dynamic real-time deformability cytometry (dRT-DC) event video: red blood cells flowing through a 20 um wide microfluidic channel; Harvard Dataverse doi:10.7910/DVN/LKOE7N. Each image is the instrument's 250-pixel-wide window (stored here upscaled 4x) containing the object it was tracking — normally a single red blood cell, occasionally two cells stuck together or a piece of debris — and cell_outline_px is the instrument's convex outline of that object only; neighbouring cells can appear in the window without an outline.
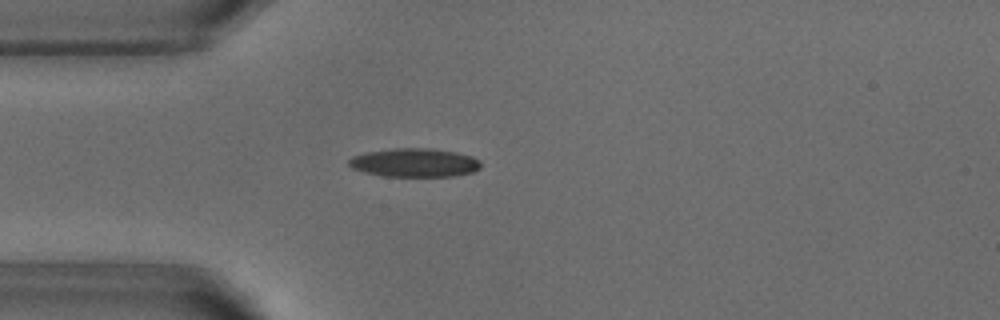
{"species": "common noctule bat (a hibernating species)", "species_latin": "Nyctalus noctula", "temperature_condition": "warm", "stored_images_in_passage": 44, "camera_frame_rate_fps": 3000, "um_per_image_px": 0.085, "animal": {"sex": "male", "body_mass_g": 18.8}, "frame": {"image": 1, "passage_image": 10, "time_ms": 3.0, "image_size_px": [1000, 320], "cell_outline_px": [[480, 168], [472, 172], [456, 176], [384, 176], [364, 172], [352, 168], [348, 164], [348, 160], [352, 156], [368, 152], [392, 148], [432, 148], [456, 152], [472, 156], [480, 160]], "centroid_in_image_um": [35.24, 13.82], "position_along_channel_um": 49.8, "area_um2": 22.08}}
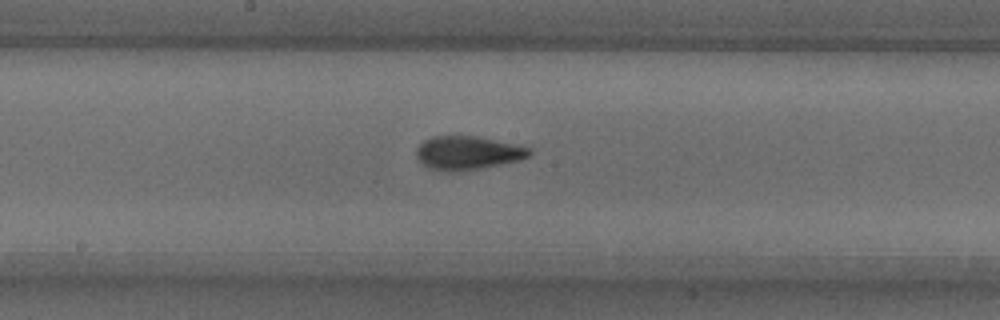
{"frame": {"image": 2, "passage_image": 23, "time_ms": 7.333, "image_size_px": [1000, 320], "cell_outline_px": [[532, 152], [528, 156], [520, 160], [480, 168], [456, 172], [448, 172], [428, 168], [416, 156], [416, 148], [424, 140], [432, 136], [476, 136], [532, 148]], "centroid_in_image_um": [39.73, 13.0], "position_along_channel_um": 208.5, "area_um2": 22.02}}
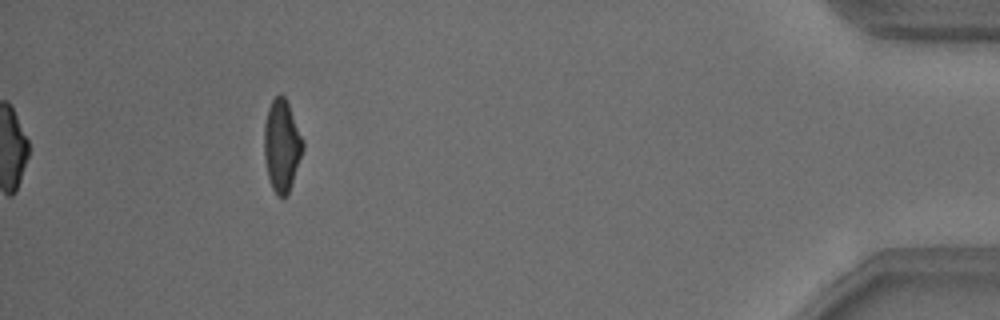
{"frame": {"image": 3, "passage_image": 44, "time_ms": 14.333, "image_size_px": [1000, 320], "cell_outline_px": [[304, 148], [288, 192], [284, 200], [276, 196], [272, 188], [268, 176], [264, 160], [264, 124], [268, 108], [272, 100], [280, 92], [284, 96], [288, 104], [304, 140]], "centroid_in_image_um": [23.94, 12.38], "position_along_channel_um": 411.3, "area_um2": 20.81}, "authors_computed_cell_mechanics": {"area_um2": 21.3282, "velocity_mm_per_s": 3.8152, "shape_relaxation_time_tau1_ms": 3.425, "shape_relaxation_time_tau2_ms": 1.7933, "deformation_change_tau1": 0.1488, "deformation_change_tau2": 0.0813}}